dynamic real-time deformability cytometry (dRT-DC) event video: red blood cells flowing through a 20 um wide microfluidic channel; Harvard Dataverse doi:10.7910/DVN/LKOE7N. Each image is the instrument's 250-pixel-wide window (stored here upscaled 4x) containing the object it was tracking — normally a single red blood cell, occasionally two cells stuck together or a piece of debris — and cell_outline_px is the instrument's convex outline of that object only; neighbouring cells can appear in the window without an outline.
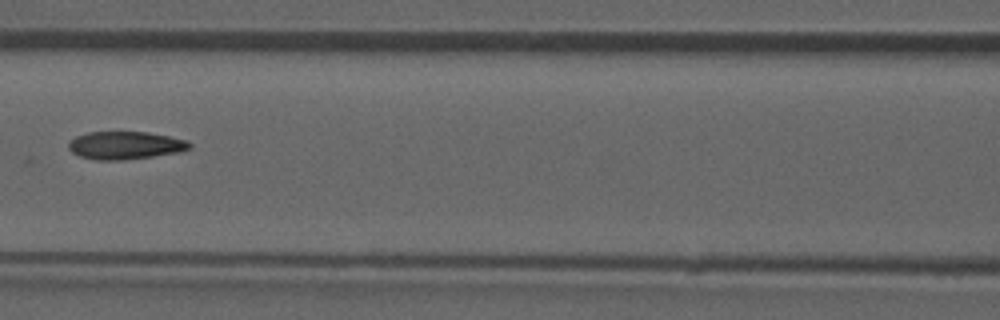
{"species": "common noctule bat (a hibernating species)", "species_latin": "Nyctalus noctula", "temperature_condition": "room temperature", "stored_images_in_passage": 7, "camera_frame_rate_fps": 3000, "um_per_image_px": 0.085, "animal": {"sex": "male", "forearm_length_mm": 52.5}, "frame": {"image": 1, "passage_image": 6, "time_ms": 6.0, "image_size_px": [1000, 320], "cell_outline_px": [[192, 148], [180, 152], [124, 160], [96, 160], [80, 156], [72, 152], [68, 148], [68, 144], [76, 136], [88, 132], [148, 132], [188, 140], [192, 144]], "centroid_in_image_um": [10.68, 12.35], "position_along_channel_um": 155.9, "area_um2": 19.65}}